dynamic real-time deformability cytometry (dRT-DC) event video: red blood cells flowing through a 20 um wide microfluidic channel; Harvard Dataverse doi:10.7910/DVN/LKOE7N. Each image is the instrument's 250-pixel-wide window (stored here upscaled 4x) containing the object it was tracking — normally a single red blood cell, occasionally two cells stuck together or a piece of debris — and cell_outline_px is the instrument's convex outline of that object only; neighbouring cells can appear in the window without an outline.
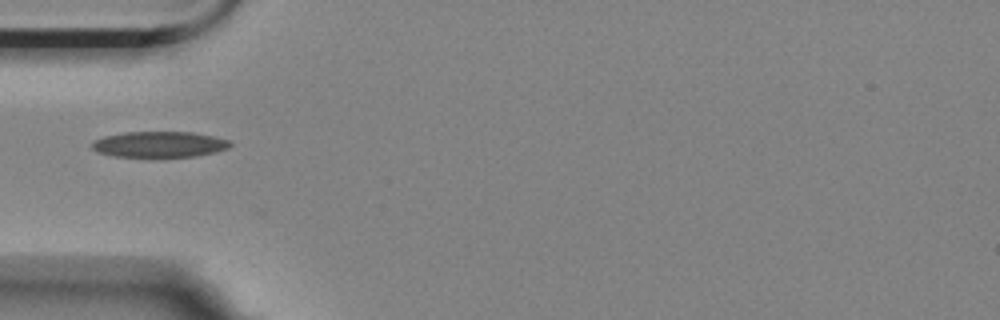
{"species": "Egyptian fruit bat (a non-hibernating species)", "species_latin": "Rousettus aegyptiacus", "temperature_condition": "room temperature", "stored_images_in_passage": 6, "camera_frame_rate_fps": 3000, "um_per_image_px": 0.085, "animal": {"sex": "female"}, "frame": {"image": 1, "passage_image": 6, "time_ms": 1.667, "image_size_px": [1000, 320], "cell_outline_px": [[232, 144], [228, 148], [216, 152], [196, 156], [116, 156], [96, 152], [92, 148], [92, 144], [96, 140], [104, 136], [124, 132], [192, 132], [212, 136], [228, 140]], "centroid_in_image_um": [13.55, 12.26], "position_along_channel_um": 71.4, "area_um2": 20.52}}